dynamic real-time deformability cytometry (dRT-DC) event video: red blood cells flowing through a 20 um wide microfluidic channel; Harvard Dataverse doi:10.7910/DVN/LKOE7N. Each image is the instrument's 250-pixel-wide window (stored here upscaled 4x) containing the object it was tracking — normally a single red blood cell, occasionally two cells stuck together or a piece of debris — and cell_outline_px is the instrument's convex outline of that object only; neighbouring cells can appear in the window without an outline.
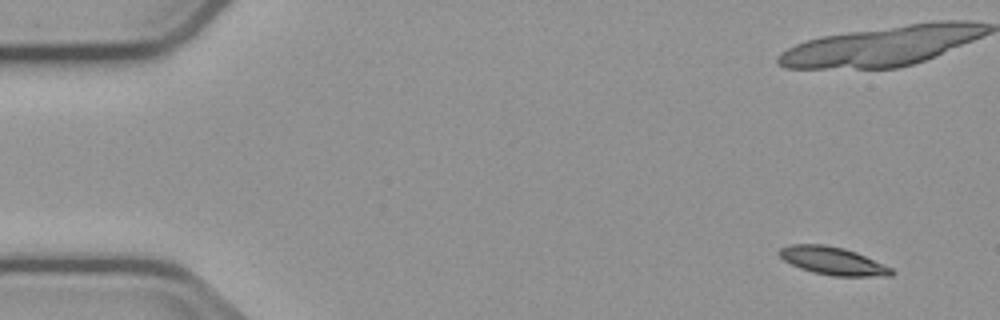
{"species": "common noctule bat (a hibernating species)", "species_latin": "Nyctalus noctula", "temperature_condition": "cold", "stored_images_in_passage": 7, "camera_frame_rate_fps": 3000, "um_per_image_px": 0.085, "animal": {"sex": "male", "body_mass_g": 23.1, "forearm_length_mm": 52.7}, "frame": {"image": 1, "passage_image": 1, "time_ms": 0.0, "image_size_px": [1000, 320], "cell_outline_px": [[896, 272], [892, 276], [832, 276], [812, 272], [800, 268], [784, 260], [776, 252], [780, 248], [788, 244], [824, 244], [844, 248], [856, 252], [892, 268]], "centroid_in_image_um": [70.78, 22.17], "position_along_channel_um": 14.2, "area_um2": 18.32}}